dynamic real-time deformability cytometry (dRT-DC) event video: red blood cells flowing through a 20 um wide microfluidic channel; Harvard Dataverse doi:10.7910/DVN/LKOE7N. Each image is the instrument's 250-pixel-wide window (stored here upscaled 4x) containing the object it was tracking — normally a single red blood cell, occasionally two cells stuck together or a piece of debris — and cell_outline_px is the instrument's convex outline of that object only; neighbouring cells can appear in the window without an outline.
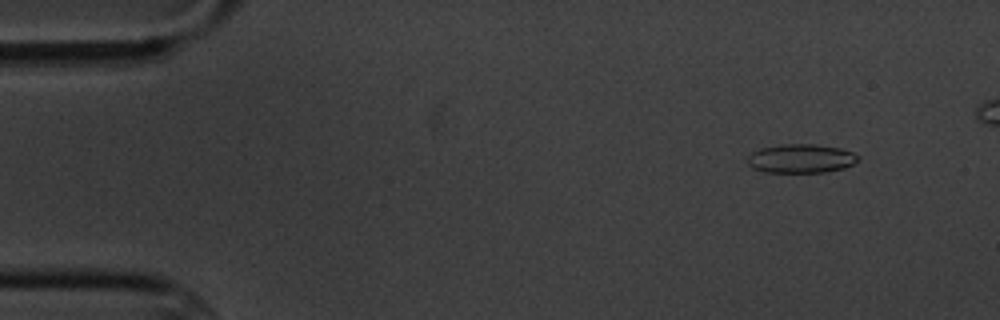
{"species": "common noctule bat (a hibernating species)", "species_latin": "Nyctalus noctula", "temperature_condition": "cold", "stored_images_in_passage": 15, "camera_frame_rate_fps": 3000, "um_per_image_px": 0.085, "animal": {"sex": "male", "body_mass_g": 20.1, "forearm_length_mm": 53.5}, "frame": {"image": 1, "passage_image": 2, "time_ms": 1.333, "image_size_px": [1000, 320], "cell_outline_px": [[860, 160], [844, 168], [824, 172], [764, 172], [752, 168], [748, 164], [748, 156], [752, 152], [760, 148], [784, 144], [816, 144], [840, 148], [852, 152], [860, 156]], "centroid_in_image_um": [68.09, 13.47], "position_along_channel_um": 16.9, "area_um2": 18.67}}
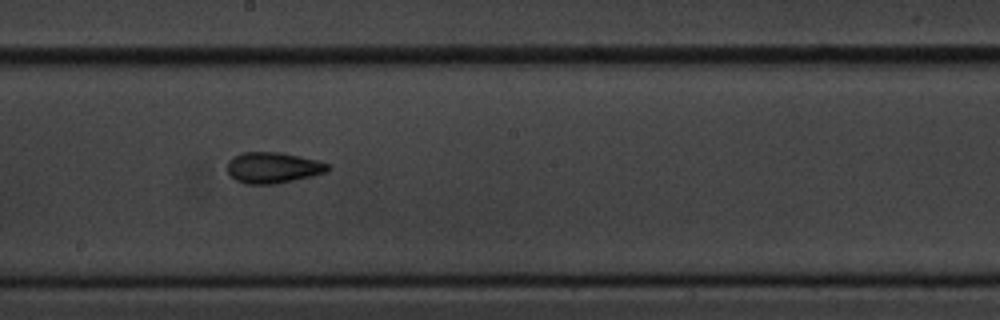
{"frame": {"image": 2, "passage_image": 9, "time_ms": 10.0, "image_size_px": [1000, 320], "cell_outline_px": [[332, 168], [328, 172], [312, 176], [276, 184], [248, 184], [236, 180], [228, 172], [228, 160], [232, 156], [240, 152], [280, 152], [316, 160], [328, 164]], "centroid_in_image_um": [23.21, 14.25], "position_along_channel_um": 225.0, "area_um2": 18.21}}
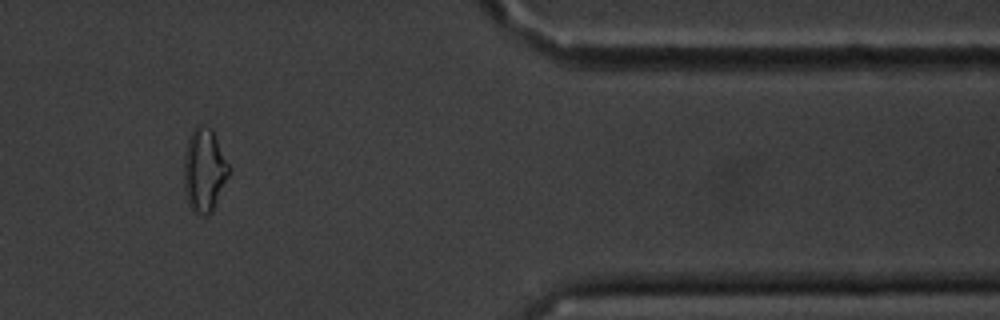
{"frame": {"image": 3, "passage_image": 13, "time_ms": 15.667, "image_size_px": [1000, 320], "cell_outline_px": [[232, 172], [212, 212], [204, 216], [196, 212], [188, 204], [184, 188], [184, 156], [188, 140], [196, 124], [200, 124], [212, 128], [232, 168]], "centroid_in_image_um": [17.41, 14.45], "position_along_channel_um": 394.0, "area_um2": 22.37}, "authors_computed_cell_mechanics": {"area_um2": 18.2648, "velocity_mm_per_s": 3.4628, "shape_relaxation_time_tau1_ms": 4.8946, "shape_relaxation_time_tau2_ms": 1.5038, "deformation_change_tau1": 0.1298, "deformation_change_tau2": 0.0897}}